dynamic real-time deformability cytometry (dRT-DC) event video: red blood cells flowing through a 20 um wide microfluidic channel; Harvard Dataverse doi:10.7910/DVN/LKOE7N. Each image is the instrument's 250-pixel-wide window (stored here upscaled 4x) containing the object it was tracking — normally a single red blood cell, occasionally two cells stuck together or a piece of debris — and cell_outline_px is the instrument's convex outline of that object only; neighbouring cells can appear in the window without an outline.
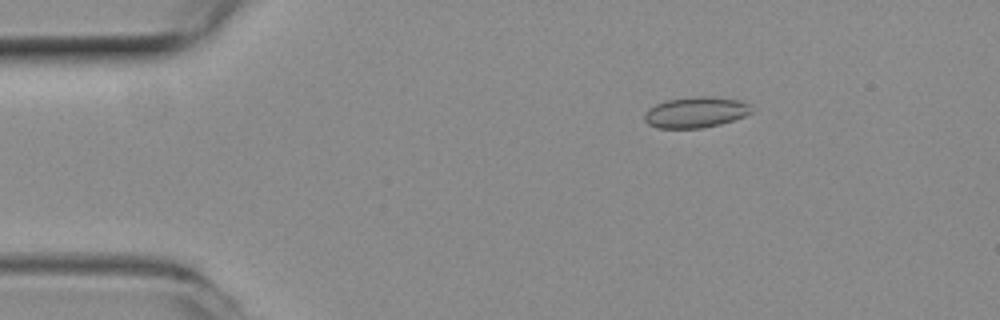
{"species": "common noctule bat (a hibernating species)", "species_latin": "Nyctalus noctula", "temperature_condition": "room temperature", "stored_images_in_passage": 50, "camera_frame_rate_fps": 3000, "um_per_image_px": 0.085, "animal": {"sex": "female", "body_mass_g": 19.3, "forearm_length_mm": 54.1}, "frame": {"image": 1, "passage_image": 4, "time_ms": 1.0, "image_size_px": [1000, 320], "cell_outline_px": [[752, 112], [744, 116], [720, 124], [704, 128], [656, 128], [648, 124], [644, 120], [644, 116], [648, 108], [656, 104], [668, 100], [696, 96], [712, 96], [740, 100], [748, 104]], "centroid_in_image_um": [59.11, 9.54], "position_along_channel_um": 25.9, "area_um2": 19.19}}
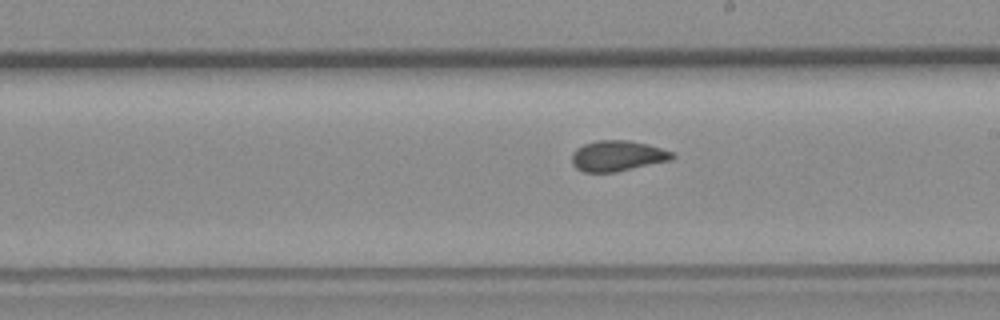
{"frame": {"image": 2, "passage_image": 26, "time_ms": 8.333, "image_size_px": [1000, 320], "cell_outline_px": [[676, 156], [668, 160], [616, 172], [584, 172], [576, 168], [572, 164], [572, 152], [576, 148], [584, 144], [596, 140], [628, 140], [648, 144], [672, 152]], "centroid_in_image_um": [52.43, 13.24], "position_along_channel_um": 236.6, "area_um2": 17.8}}
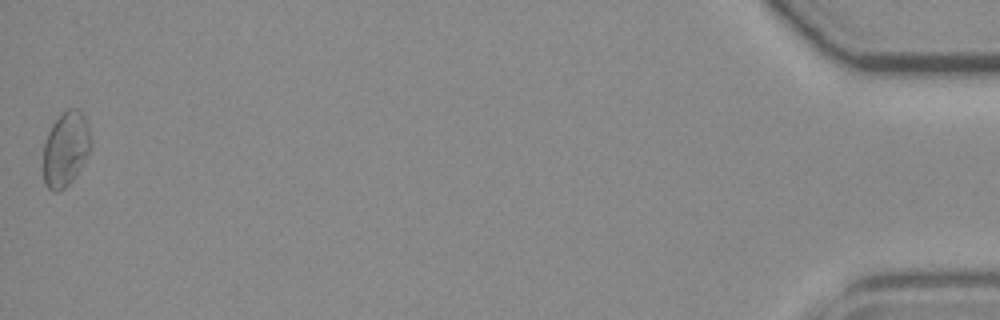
{"frame": {"image": 3, "passage_image": 50, "time_ms": 16.333, "image_size_px": [1000, 320], "cell_outline_px": [[92, 144], [88, 156], [72, 180], [64, 188], [56, 192], [52, 192], [44, 184], [44, 144], [48, 132], [52, 124], [68, 108], [76, 108], [84, 116], [88, 128]], "centroid_in_image_um": [5.58, 12.68], "position_along_channel_um": 429.6, "area_um2": 20.52}}